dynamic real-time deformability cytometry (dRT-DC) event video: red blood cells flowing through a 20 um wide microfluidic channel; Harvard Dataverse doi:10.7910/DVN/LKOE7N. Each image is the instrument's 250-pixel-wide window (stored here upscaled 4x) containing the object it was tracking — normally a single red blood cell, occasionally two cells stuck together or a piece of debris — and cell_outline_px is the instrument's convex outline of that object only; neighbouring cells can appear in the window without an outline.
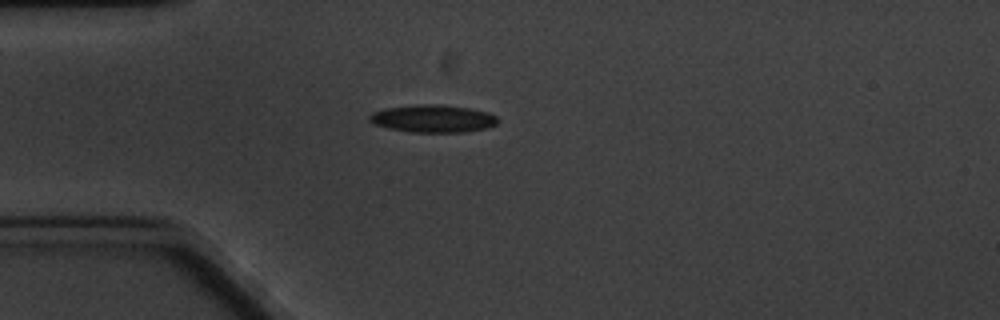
{"species": "common noctule bat (a hibernating species)", "species_latin": "Nyctalus noctula", "temperature_condition": "cold", "stored_images_in_passage": 7, "camera_frame_rate_fps": 3000, "um_per_image_px": 0.085, "animal": {"sex": "male", "body_mass_g": 20.1, "forearm_length_mm": 53.5}, "frame": {"image": 1, "passage_image": 3, "time_ms": 2.333, "image_size_px": [1000, 320], "cell_outline_px": [[500, 120], [496, 124], [484, 128], [464, 132], [408, 132], [388, 128], [376, 124], [368, 120], [368, 116], [372, 112], [384, 108], [424, 104], [436, 104], [472, 108], [488, 112], [496, 116]], "centroid_in_image_um": [36.8, 10.08], "position_along_channel_um": 48.2, "area_um2": 20.63}}
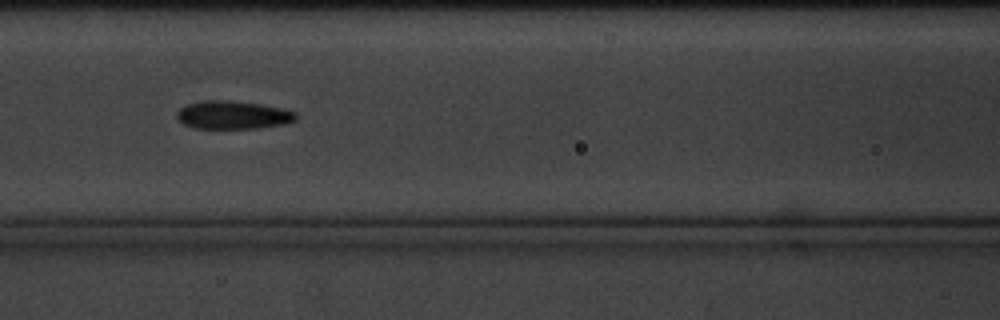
{"frame": {"image": 2, "passage_image": 6, "time_ms": 5.667, "image_size_px": [1000, 320], "cell_outline_px": [[300, 116], [296, 120], [284, 124], [256, 128], [192, 128], [184, 124], [176, 116], [176, 112], [180, 108], [188, 104], [200, 100], [232, 100], [260, 104], [280, 108], [296, 112]], "centroid_in_image_um": [19.8, 9.76], "position_along_channel_um": 146.8, "area_um2": 19.65}}